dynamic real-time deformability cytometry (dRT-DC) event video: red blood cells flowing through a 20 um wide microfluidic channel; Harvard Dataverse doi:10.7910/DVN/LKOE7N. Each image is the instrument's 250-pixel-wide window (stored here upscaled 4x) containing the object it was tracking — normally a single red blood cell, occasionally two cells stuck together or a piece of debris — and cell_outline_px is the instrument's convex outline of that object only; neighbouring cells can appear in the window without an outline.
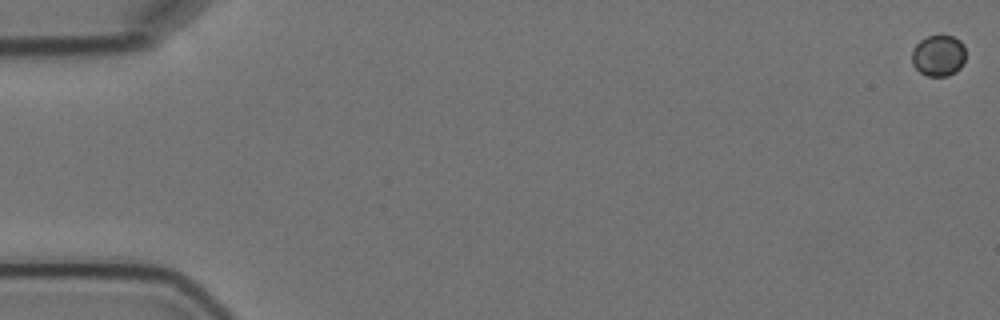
{"species": "Egyptian fruit bat (a non-hibernating species)", "species_latin": "Rousettus aegyptiacus", "temperature_condition": "cold", "stored_images_in_passage": 8, "camera_frame_rate_fps": 3000, "um_per_image_px": 0.085, "animal": {"sex": "female"}, "frame": {"image": 1, "passage_image": 1, "time_ms": 0.0, "image_size_px": [1000, 320], "cell_outline_px": [[964, 64], [956, 72], [948, 76], [928, 76], [920, 72], [912, 64], [912, 52], [916, 44], [920, 40], [928, 36], [952, 36], [960, 40], [964, 44]], "centroid_in_image_um": [79.78, 4.73], "position_along_channel_um": 5.2, "area_um2": 12.95}}
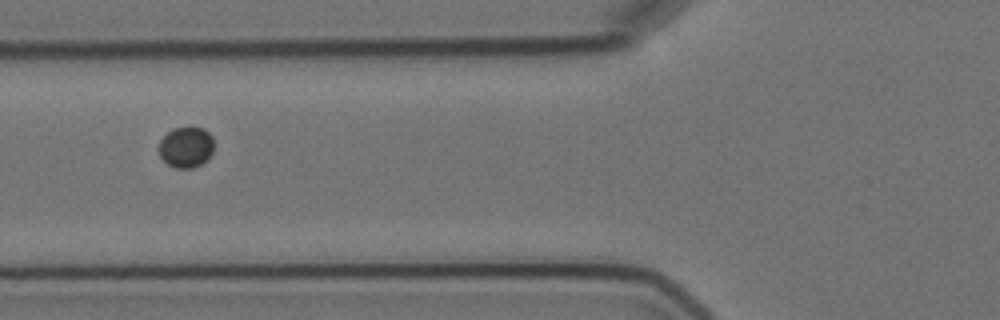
{"frame": {"image": 2, "passage_image": 7, "time_ms": 7.333, "image_size_px": [1000, 320], "cell_outline_px": [[212, 152], [208, 160], [192, 168], [176, 168], [168, 164], [160, 156], [160, 140], [172, 128], [204, 128], [212, 136]], "centroid_in_image_um": [15.82, 12.51], "position_along_channel_um": 110.0, "area_um2": 12.89}}
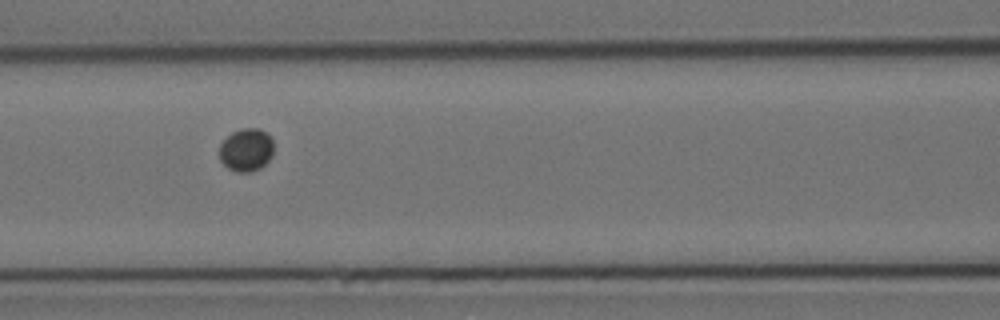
{"frame": {"image": 3, "passage_image": 8, "time_ms": 8.333, "image_size_px": [1000, 320], "cell_outline_px": [[272, 156], [260, 168], [252, 172], [236, 172], [228, 168], [220, 160], [220, 144], [232, 132], [244, 128], [260, 128], [268, 132], [272, 140]], "centroid_in_image_um": [20.94, 12.73], "position_along_channel_um": 145.7, "area_um2": 13.58}}